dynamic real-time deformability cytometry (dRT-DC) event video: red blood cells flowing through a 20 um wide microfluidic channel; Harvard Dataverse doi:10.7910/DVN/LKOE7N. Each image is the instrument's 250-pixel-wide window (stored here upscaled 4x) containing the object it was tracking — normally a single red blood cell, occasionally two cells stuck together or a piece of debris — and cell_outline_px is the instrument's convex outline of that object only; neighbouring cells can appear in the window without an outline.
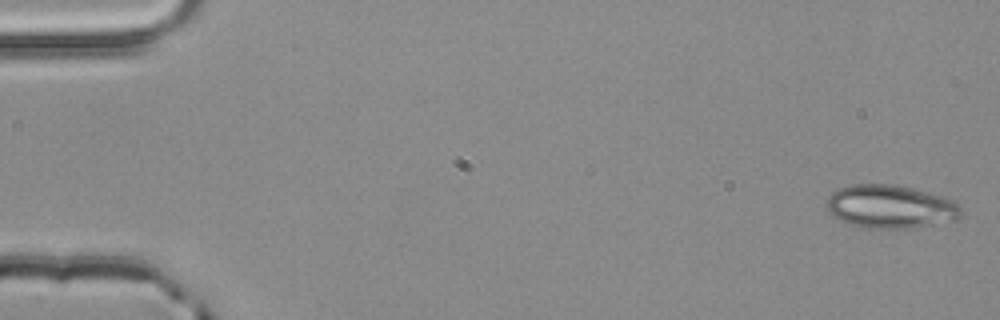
{"species": "common noctule bat (a hibernating species)", "species_latin": "Nyctalus noctula", "temperature_condition": "room temperature", "stored_images_in_passage": 4, "camera_frame_rate_fps": 3000, "um_per_image_px": 0.085, "animal": {"sex": "male", "body_mass_g": 20.4}, "frame": {"image": 1, "passage_image": 1, "time_ms": 0.0, "image_size_px": [1000, 320], "cell_outline_px": [[964, 212], [956, 220], [908, 228], [868, 228], [848, 224], [840, 220], [828, 212], [824, 204], [828, 196], [832, 192], [840, 188], [852, 184], [896, 184], [912, 188], [940, 196], [952, 200]], "centroid_in_image_um": [75.63, 17.56], "position_along_channel_um": 9.4, "area_um2": 33.93}}